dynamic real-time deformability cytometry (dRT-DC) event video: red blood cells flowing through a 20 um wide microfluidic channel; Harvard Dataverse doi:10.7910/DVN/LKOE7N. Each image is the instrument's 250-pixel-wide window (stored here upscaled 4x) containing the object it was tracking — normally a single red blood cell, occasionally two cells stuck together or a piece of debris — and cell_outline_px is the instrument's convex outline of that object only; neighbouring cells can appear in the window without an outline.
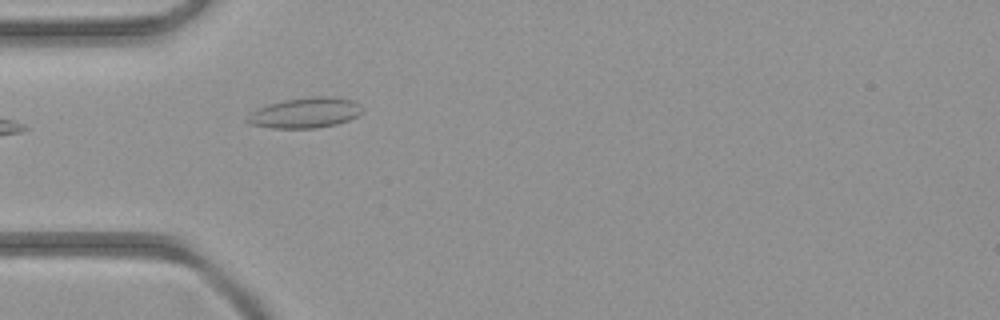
{"species": "common noctule bat (a hibernating species)", "species_latin": "Nyctalus noctula", "temperature_condition": "room temperature", "stored_images_in_passage": 3, "camera_frame_rate_fps": 3000, "um_per_image_px": 0.085, "animal": {"sex": "female", "body_mass_g": 21.9}, "frame": {"image": 1, "passage_image": 3, "time_ms": 3.333, "image_size_px": [1000, 320], "cell_outline_px": [[364, 112], [348, 120], [336, 124], [316, 128], [272, 128], [252, 124], [244, 120], [256, 108], [268, 104], [284, 100], [312, 96], [332, 96], [352, 100], [360, 104], [364, 108]], "centroid_in_image_um": [25.97, 9.58], "position_along_channel_um": 59.0, "area_um2": 20.46}}